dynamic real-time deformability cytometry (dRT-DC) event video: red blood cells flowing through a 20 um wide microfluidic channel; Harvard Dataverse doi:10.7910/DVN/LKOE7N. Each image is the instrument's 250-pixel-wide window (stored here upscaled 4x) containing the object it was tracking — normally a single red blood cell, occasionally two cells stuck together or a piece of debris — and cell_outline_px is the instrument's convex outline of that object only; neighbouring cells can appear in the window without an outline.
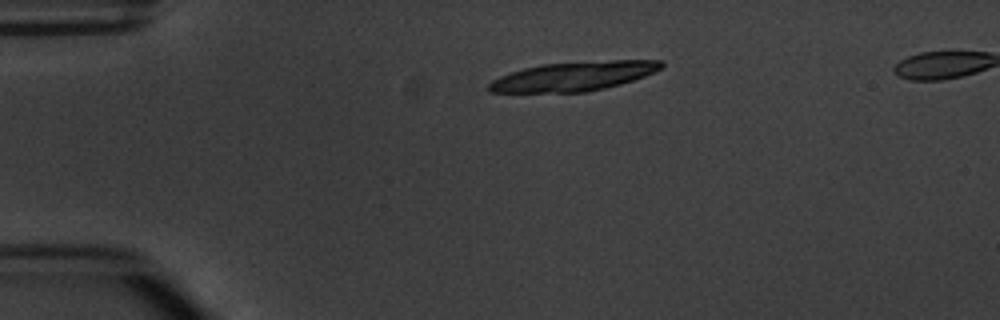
{"species": "common noctule bat (a hibernating species)", "species_latin": "Nyctalus noctula", "temperature_condition": "warm", "stored_images_in_passage": 3, "segment_of_instrument_passage": [1, 2], "camera_frame_rate_fps": 3000, "um_per_image_px": 0.085, "animal": {"sex": "male", "body_mass_g": 20.1, "forearm_length_mm": 53.5}, "frame": {"image": 1, "passage_image": 1, "time_ms": 0.0, "image_size_px": [1000, 320], "cell_outline_px": [[664, 64], [660, 68], [644, 76], [620, 84], [604, 88], [584, 92], [488, 92], [488, 84], [492, 80], [500, 76], [524, 68], [540, 64], [612, 60], [660, 60]], "centroid_in_image_um": [48.73, 6.48], "position_along_channel_um": 36.3, "area_um2": 29.02}}